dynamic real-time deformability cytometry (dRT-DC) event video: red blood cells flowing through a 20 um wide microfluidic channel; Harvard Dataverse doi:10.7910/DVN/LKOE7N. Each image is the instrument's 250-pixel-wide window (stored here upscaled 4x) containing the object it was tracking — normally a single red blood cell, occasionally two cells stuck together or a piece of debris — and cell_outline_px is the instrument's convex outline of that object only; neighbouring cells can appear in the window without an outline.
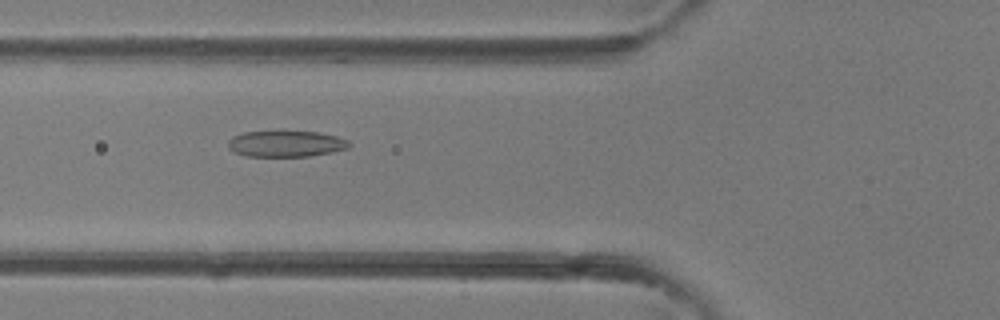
{"species": "common noctule bat (a hibernating species)", "species_latin": "Nyctalus noctula", "temperature_condition": "room temperature", "stored_images_in_passage": 37, "camera_frame_rate_fps": 3000, "um_per_image_px": 0.085, "animal": {"sex": "female"}, "frame": {"image": 1, "passage_image": 12, "time_ms": 3.667, "image_size_px": [1000, 320], "cell_outline_px": [[352, 144], [348, 148], [332, 152], [308, 156], [244, 156], [228, 148], [228, 140], [232, 136], [244, 132], [284, 128], [316, 132], [336, 136], [348, 140]], "centroid_in_image_um": [24.28, 12.17], "position_along_channel_um": 101.5, "area_um2": 19.31}}
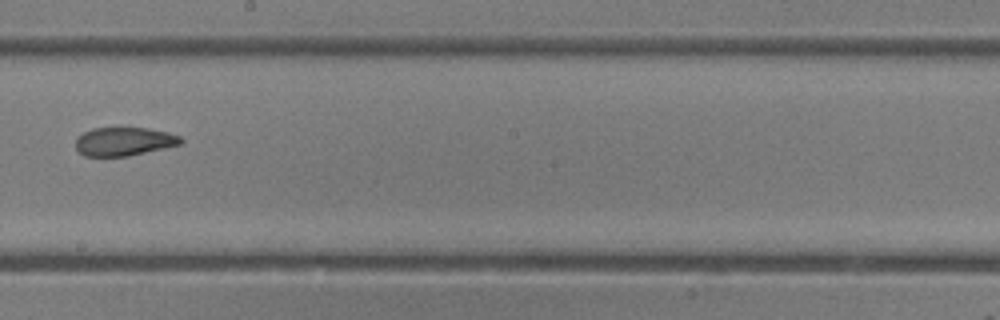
{"frame": {"image": 2, "passage_image": 20, "time_ms": 6.333, "image_size_px": [1000, 320], "cell_outline_px": [[184, 140], [180, 144], [128, 156], [84, 156], [76, 148], [76, 140], [84, 132], [92, 128], [148, 128], [168, 132], [180, 136]], "centroid_in_image_um": [10.55, 12.02], "position_along_channel_um": 237.7, "area_um2": 17.28}}
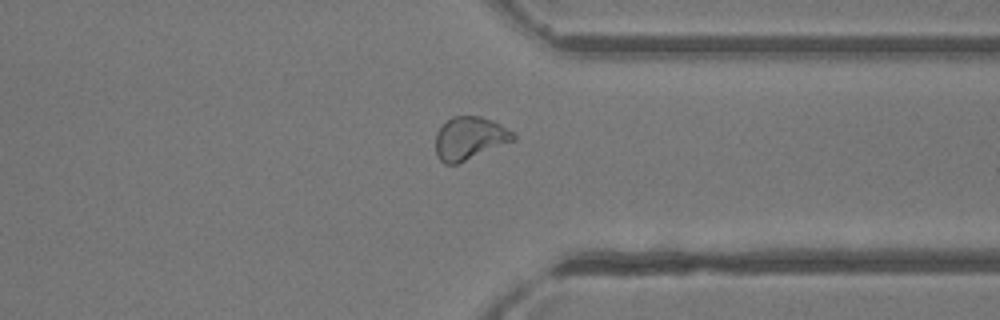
{"frame": {"image": 3, "passage_image": 28, "time_ms": 9.0, "image_size_px": [1000, 320], "cell_outline_px": [[516, 140], [456, 164], [444, 164], [436, 156], [436, 132], [452, 116], [480, 116], [492, 120], [500, 124], [512, 132], [516, 136]], "centroid_in_image_um": [39.91, 11.75], "position_along_channel_um": 371.5, "area_um2": 19.31}}